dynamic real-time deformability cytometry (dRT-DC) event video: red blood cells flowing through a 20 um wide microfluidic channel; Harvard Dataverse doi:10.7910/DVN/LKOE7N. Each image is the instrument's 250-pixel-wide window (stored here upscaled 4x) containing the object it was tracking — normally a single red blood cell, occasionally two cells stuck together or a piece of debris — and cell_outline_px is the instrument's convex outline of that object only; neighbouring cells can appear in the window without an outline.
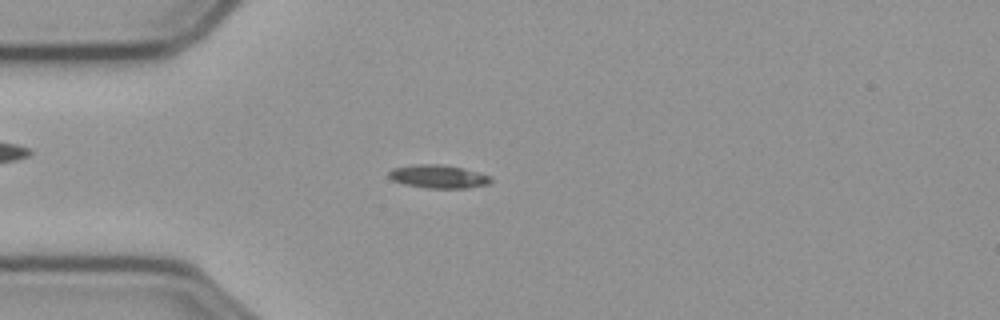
{"species": "common noctule bat (a hibernating species)", "species_latin": "Nyctalus noctula", "temperature_condition": "cold", "stored_images_in_passage": 57, "camera_frame_rate_fps": 3000, "um_per_image_px": 0.085, "animal": {"sex": "male", "body_mass_g": 23.1, "forearm_length_mm": 52.7}, "frame": {"image": 1, "passage_image": 15, "time_ms": 4.667, "image_size_px": [1000, 320], "cell_outline_px": [[492, 180], [488, 184], [468, 188], [424, 188], [404, 184], [392, 180], [388, 176], [388, 172], [392, 168], [416, 164], [440, 164], [460, 168], [492, 176]], "centroid_in_image_um": [37.23, 15.01], "position_along_channel_um": 47.8, "area_um2": 13.81}}
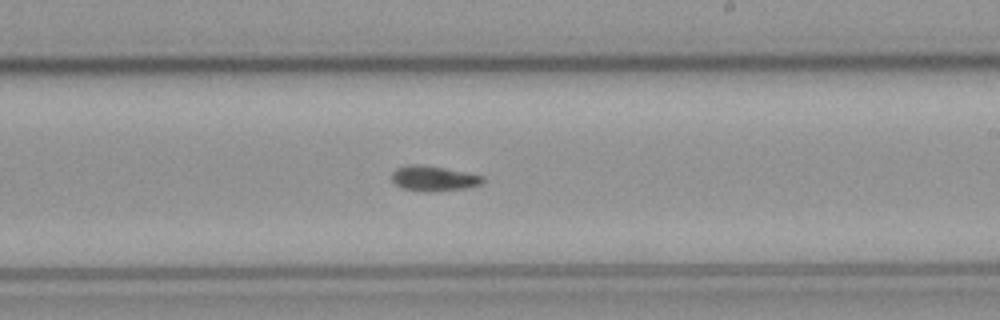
{"frame": {"image": 2, "passage_image": 33, "time_ms": 10.667, "image_size_px": [1000, 320], "cell_outline_px": [[484, 180], [480, 184], [464, 188], [424, 192], [400, 188], [392, 180], [392, 172], [396, 168], [444, 168], [484, 176]], "centroid_in_image_um": [36.89, 15.23], "position_along_channel_um": 252.1, "area_um2": 12.37}}
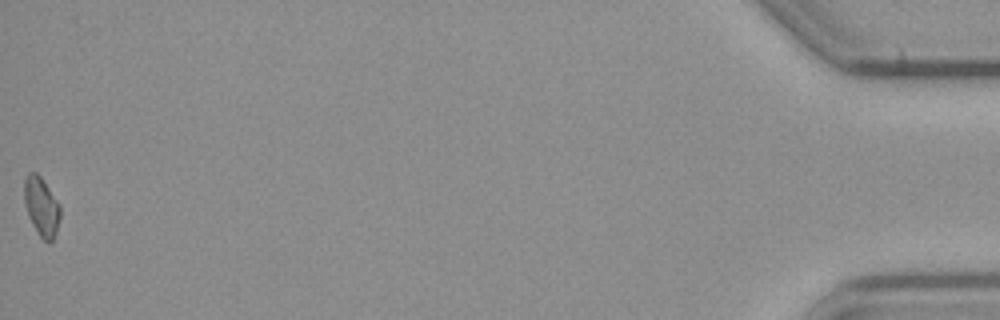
{"frame": {"image": 3, "passage_image": 57, "time_ms": 18.667, "image_size_px": [1000, 320], "cell_outline_px": [[60, 216], [56, 232], [52, 240], [48, 244], [40, 236], [32, 224], [28, 216], [24, 200], [24, 176], [28, 172], [36, 172], [40, 176], [60, 204]], "centroid_in_image_um": [3.51, 17.54], "position_along_channel_um": 431.7, "area_um2": 12.37}, "authors_computed_cell_mechanics": {"area_um2": 12.6582, "velocity_mm_per_s": 3.6007, "shape_relaxation_time_tau1_ms": 8.9959, "shape_relaxation_time_tau2_ms": 5.7284, "deformation_change_tau1": 0.1609, "deformation_change_tau2": 0.1113}}